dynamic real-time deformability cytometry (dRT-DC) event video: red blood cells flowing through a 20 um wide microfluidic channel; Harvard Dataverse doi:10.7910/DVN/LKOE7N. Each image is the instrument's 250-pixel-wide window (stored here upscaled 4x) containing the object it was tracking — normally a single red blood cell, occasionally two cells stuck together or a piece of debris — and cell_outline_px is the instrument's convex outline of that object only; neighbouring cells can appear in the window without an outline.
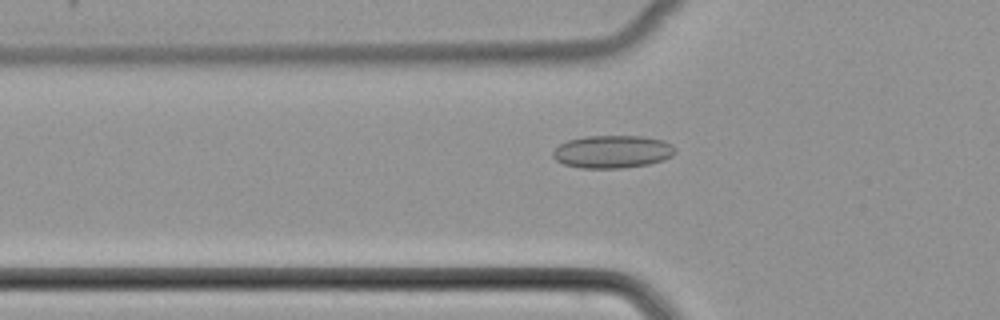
{"species": "common noctule bat (a hibernating species)", "species_latin": "Nyctalus noctula", "temperature_condition": "cold", "stored_images_in_passage": 51, "camera_frame_rate_fps": 3000, "um_per_image_px": 0.085, "animal": {"sex": "female", "body_mass_g": 22.7, "forearm_length_mm": 54.2}, "frame": {"image": 1, "passage_image": 18, "time_ms": 5.667, "image_size_px": [1000, 320], "cell_outline_px": [[676, 152], [672, 156], [664, 160], [648, 164], [624, 168], [580, 168], [564, 164], [556, 160], [552, 156], [552, 152], [560, 144], [568, 140], [584, 136], [644, 136], [664, 140], [672, 144], [676, 148]], "centroid_in_image_um": [52.08, 12.89], "position_along_channel_um": 73.7, "area_um2": 23.58}}
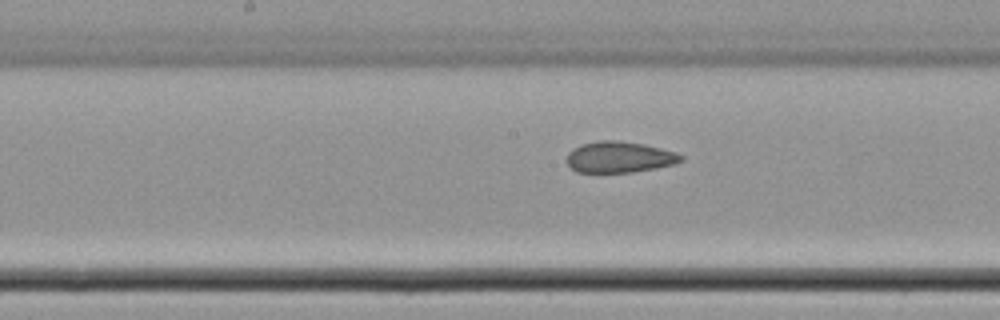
{"frame": {"image": 2, "passage_image": 27, "time_ms": 8.667, "image_size_px": [1000, 320], "cell_outline_px": [[684, 160], [676, 164], [656, 168], [632, 172], [576, 172], [568, 164], [568, 152], [572, 148], [580, 144], [600, 140], [620, 140], [644, 144], [676, 152], [684, 156]], "centroid_in_image_um": [52.67, 13.34], "position_along_channel_um": 195.5, "area_um2": 20.87}}
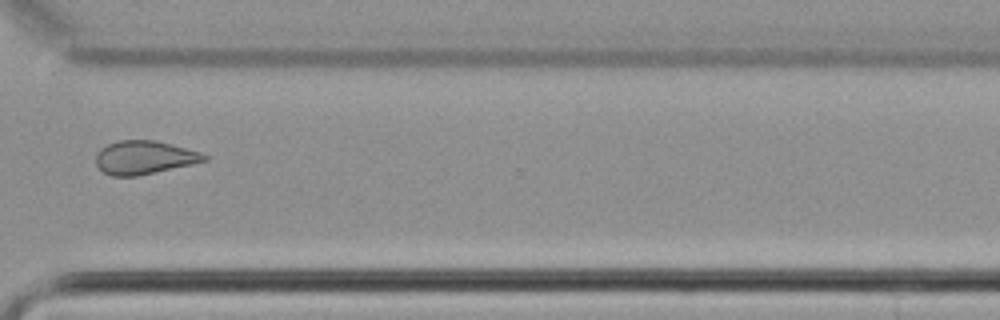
{"frame": {"image": 3, "passage_image": 39, "time_ms": 12.667, "image_size_px": [1000, 320], "cell_outline_px": [[208, 160], [192, 164], [136, 176], [112, 176], [104, 172], [96, 164], [96, 152], [100, 148], [108, 144], [120, 140], [156, 140], [172, 144], [200, 152], [208, 156]], "centroid_in_image_um": [12.25, 13.38], "position_along_channel_um": 358.3, "area_um2": 21.04}}